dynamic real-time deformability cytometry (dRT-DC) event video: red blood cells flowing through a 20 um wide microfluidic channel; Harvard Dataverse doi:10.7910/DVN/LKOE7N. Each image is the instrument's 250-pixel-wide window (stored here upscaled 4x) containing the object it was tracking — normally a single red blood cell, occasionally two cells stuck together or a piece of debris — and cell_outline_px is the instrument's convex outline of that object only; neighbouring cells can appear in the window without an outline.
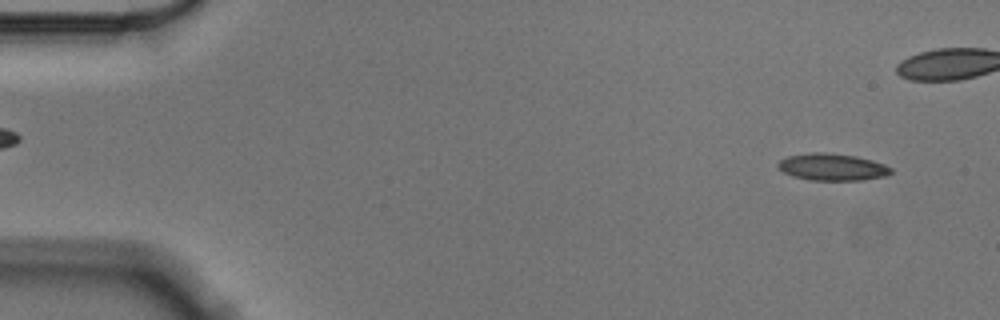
{"species": "Egyptian fruit bat (a non-hibernating species)", "species_latin": "Rousettus aegyptiacus", "temperature_condition": "cold", "stored_images_in_passage": 45, "camera_frame_rate_fps": 3000, "um_per_image_px": 0.085, "animal": {"sex": "male"}, "frame": {"image": 1, "passage_image": 3, "time_ms": 0.667, "image_size_px": [1000, 320], "cell_outline_px": [[892, 172], [884, 176], [860, 180], [812, 180], [792, 176], [776, 168], [776, 164], [780, 160], [788, 156], [812, 152], [824, 152], [856, 156], [872, 160], [884, 164], [892, 168]], "centroid_in_image_um": [70.71, 14.19], "position_along_channel_um": 14.3, "area_um2": 17.74}}
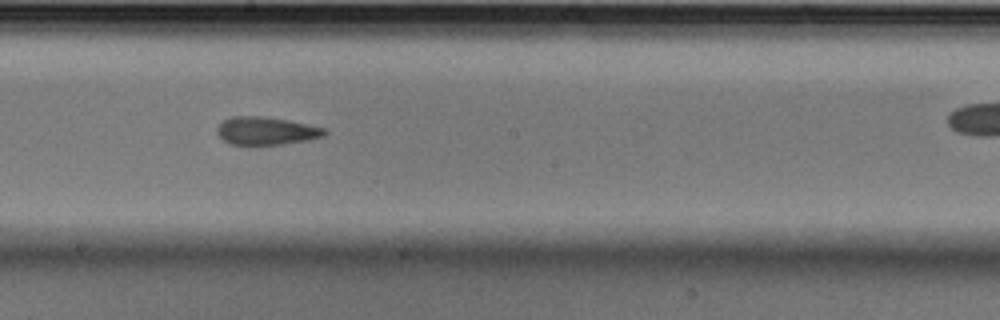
{"frame": {"image": 2, "passage_image": 30, "time_ms": 9.667, "image_size_px": [1000, 320], "cell_outline_px": [[328, 132], [324, 136], [308, 140], [280, 144], [228, 144], [216, 132], [216, 128], [224, 120], [232, 116], [264, 116], [288, 120], [324, 128]], "centroid_in_image_um": [22.62, 11.11], "position_along_channel_um": 225.6, "area_um2": 17.34}}
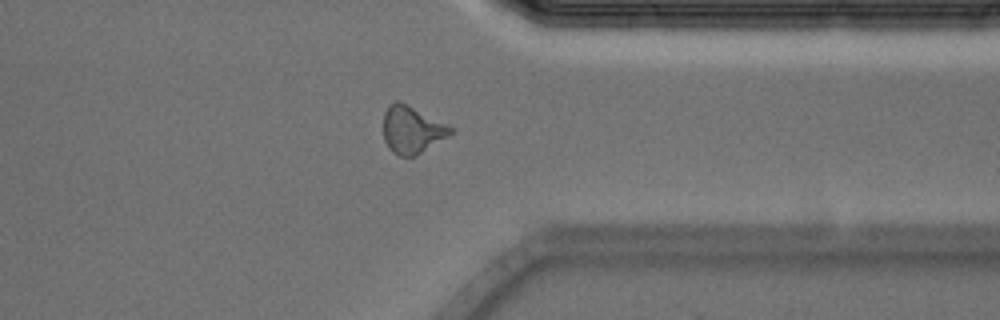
{"frame": {"image": 3, "passage_image": 43, "time_ms": 14.0, "image_size_px": [1000, 320], "cell_outline_px": [[456, 128], [448, 136], [420, 152], [412, 156], [400, 156], [392, 152], [388, 148], [384, 140], [384, 112], [388, 104], [396, 100], [400, 100]], "centroid_in_image_um": [35.0, 10.99], "position_along_channel_um": 376.4, "area_um2": 18.55}}